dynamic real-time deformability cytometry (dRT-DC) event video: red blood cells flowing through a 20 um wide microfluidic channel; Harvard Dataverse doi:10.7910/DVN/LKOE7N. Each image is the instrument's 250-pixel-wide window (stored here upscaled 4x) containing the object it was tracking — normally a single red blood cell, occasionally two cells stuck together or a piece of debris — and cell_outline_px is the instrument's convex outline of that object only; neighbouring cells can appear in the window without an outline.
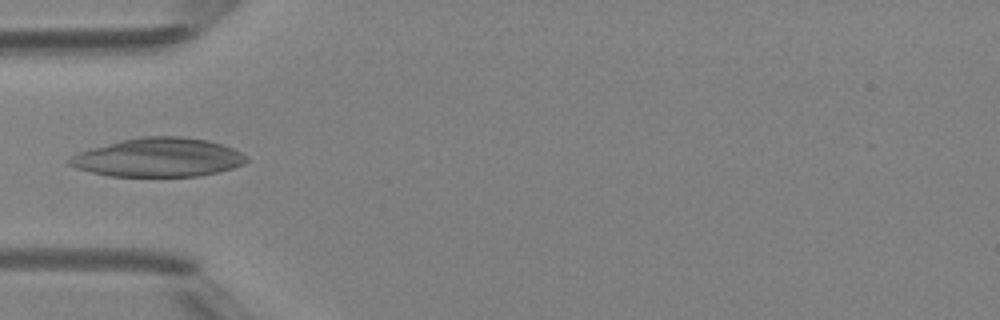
{"species": "Egyptian fruit bat (a non-hibernating species)", "species_latin": "Rousettus aegyptiacus", "temperature_condition": "room temperature", "stored_images_in_passage": 6, "camera_frame_rate_fps": 3000, "um_per_image_px": 0.085, "animal": {"sex": "female"}, "frame": {"image": 1, "passage_image": 4, "time_ms": 4.333, "image_size_px": [1000, 320], "cell_outline_px": [[248, 160], [244, 164], [232, 168], [200, 176], [108, 176], [76, 168], [68, 164], [68, 160], [72, 156], [80, 152], [92, 148], [120, 140], [140, 136], [180, 136], [208, 140], [232, 148], [240, 152]], "centroid_in_image_um": [13.45, 13.38], "position_along_channel_um": 71.5, "area_um2": 39.77}}
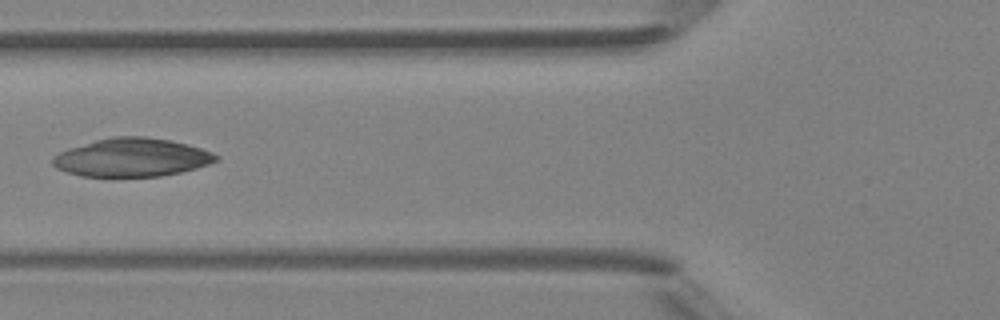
{"frame": {"image": 2, "passage_image": 5, "time_ms": 5.333, "image_size_px": [1000, 320], "cell_outline_px": [[220, 160], [196, 168], [180, 172], [160, 176], [80, 176], [56, 168], [52, 164], [52, 156], [68, 148], [96, 140], [112, 136], [144, 136], [172, 140], [188, 144], [212, 152], [220, 156]], "centroid_in_image_um": [11.22, 13.37], "position_along_channel_um": 114.6, "area_um2": 36.59}}
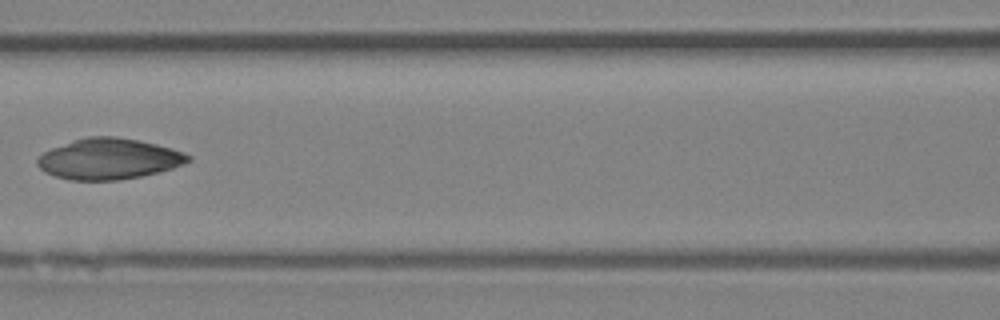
{"frame": {"image": 3, "passage_image": 6, "time_ms": 6.333, "image_size_px": [1000, 320], "cell_outline_px": [[192, 160], [184, 164], [172, 168], [140, 176], [120, 180], [68, 180], [44, 172], [36, 164], [36, 160], [44, 152], [52, 148], [72, 140], [88, 136], [116, 136], [140, 140], [172, 148], [184, 152], [192, 156]], "centroid_in_image_um": [9.26, 13.5], "position_along_channel_um": 157.3, "area_um2": 36.01}}